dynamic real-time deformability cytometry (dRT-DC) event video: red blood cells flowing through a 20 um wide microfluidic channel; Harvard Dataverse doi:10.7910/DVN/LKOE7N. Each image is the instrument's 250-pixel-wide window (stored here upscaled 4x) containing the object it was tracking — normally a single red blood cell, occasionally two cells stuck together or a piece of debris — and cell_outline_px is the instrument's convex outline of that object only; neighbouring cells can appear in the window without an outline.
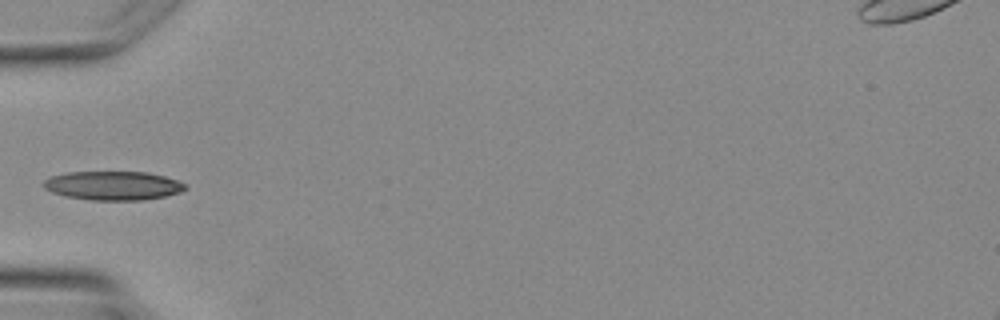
{"species": "Egyptian fruit bat (a non-hibernating species)", "species_latin": "Rousettus aegyptiacus", "temperature_condition": "warm", "stored_images_in_passage": 3, "camera_frame_rate_fps": 3000, "um_per_image_px": 0.085, "animal": {"sex": "female"}, "frame": {"image": 1, "passage_image": 3, "time_ms": 2.667, "image_size_px": [1000, 320], "cell_outline_px": [[188, 188], [180, 192], [164, 196], [144, 200], [88, 200], [64, 196], [52, 192], [44, 188], [44, 180], [52, 176], [68, 172], [148, 172], [164, 176], [188, 184]], "centroid_in_image_um": [9.63, 15.78], "position_along_channel_um": 75.4, "area_um2": 23.93}}